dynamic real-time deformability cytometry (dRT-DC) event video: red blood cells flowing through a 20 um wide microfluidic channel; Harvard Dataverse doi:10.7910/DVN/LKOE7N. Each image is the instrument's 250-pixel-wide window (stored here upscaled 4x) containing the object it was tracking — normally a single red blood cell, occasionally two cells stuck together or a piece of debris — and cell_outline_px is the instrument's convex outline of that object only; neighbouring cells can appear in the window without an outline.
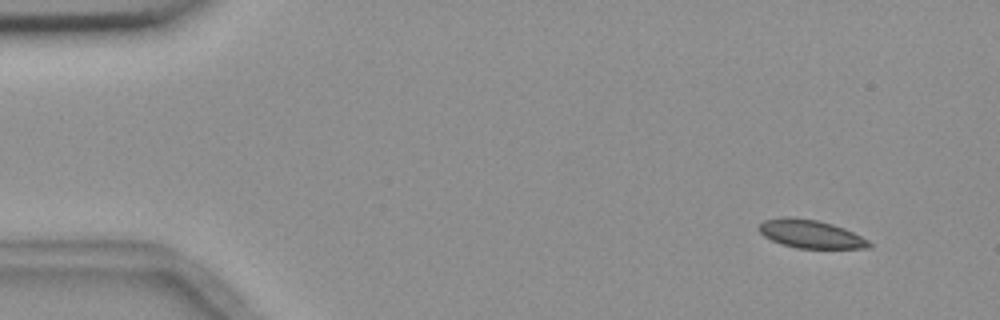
{"species": "common noctule bat (a hibernating species)", "species_latin": "Nyctalus noctula", "temperature_condition": "room temperature", "stored_images_in_passage": 5, "segment_of_instrument_passage": [1, 2], "camera_frame_rate_fps": 3000, "um_per_image_px": 0.085, "animal": {"sex": "female", "body_mass_g": 18.4}, "frame": {"image": 1, "passage_image": 1, "time_ms": 0.0, "image_size_px": [1000, 320], "cell_outline_px": [[872, 248], [796, 248], [780, 244], [764, 236], [756, 228], [764, 220], [816, 220], [832, 224], [844, 228], [868, 240], [872, 244]], "centroid_in_image_um": [68.96, 19.95], "position_along_channel_um": 16.0, "area_um2": 17.34}}